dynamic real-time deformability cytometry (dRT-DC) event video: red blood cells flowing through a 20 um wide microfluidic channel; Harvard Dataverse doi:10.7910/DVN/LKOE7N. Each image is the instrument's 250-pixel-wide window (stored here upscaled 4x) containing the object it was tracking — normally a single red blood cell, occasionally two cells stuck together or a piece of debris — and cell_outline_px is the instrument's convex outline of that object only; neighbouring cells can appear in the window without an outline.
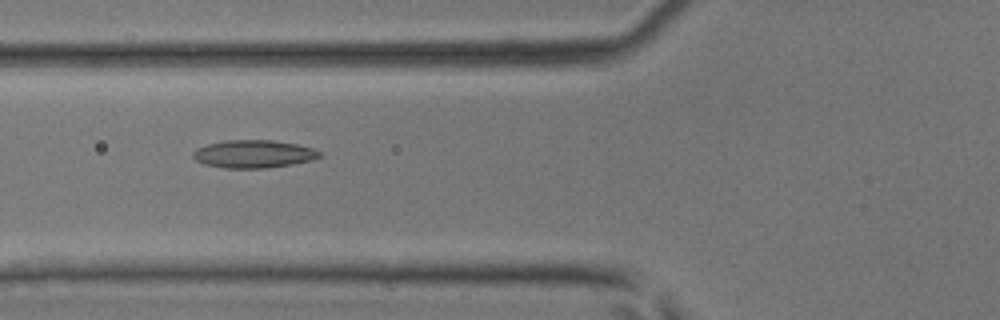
{"species": "common noctule bat (a hibernating species)", "species_latin": "Nyctalus noctula", "temperature_condition": "room temperature", "stored_images_in_passage": 31, "camera_frame_rate_fps": 3000, "um_per_image_px": 0.085, "animal": {"sex": "male", "body_mass_g": 17.9, "forearm_length_mm": 54.2}, "frame": {"image": 1, "passage_image": 15, "time_ms": 4.667, "image_size_px": [1000, 320], "cell_outline_px": [[320, 156], [312, 160], [292, 164], [268, 168], [224, 168], [204, 164], [196, 160], [192, 156], [192, 152], [196, 148], [208, 144], [224, 140], [272, 140], [296, 144], [312, 148], [320, 152]], "centroid_in_image_um": [21.52, 13.09], "position_along_channel_um": 104.3, "area_um2": 20.52}}
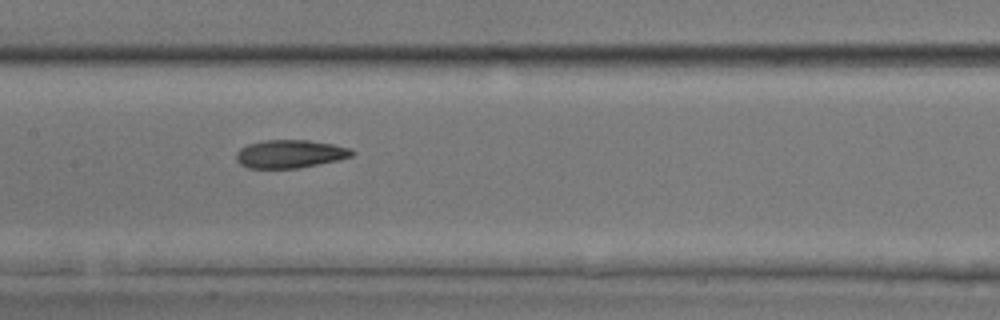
{"frame": {"image": 2, "passage_image": 20, "time_ms": 6.333, "image_size_px": [1000, 320], "cell_outline_px": [[356, 152], [352, 156], [340, 160], [296, 168], [248, 168], [240, 164], [236, 160], [236, 152], [240, 148], [248, 144], [264, 140], [308, 140], [332, 144], [352, 148]], "centroid_in_image_um": [24.67, 13.08], "position_along_channel_um": 182.7, "area_um2": 19.07}}
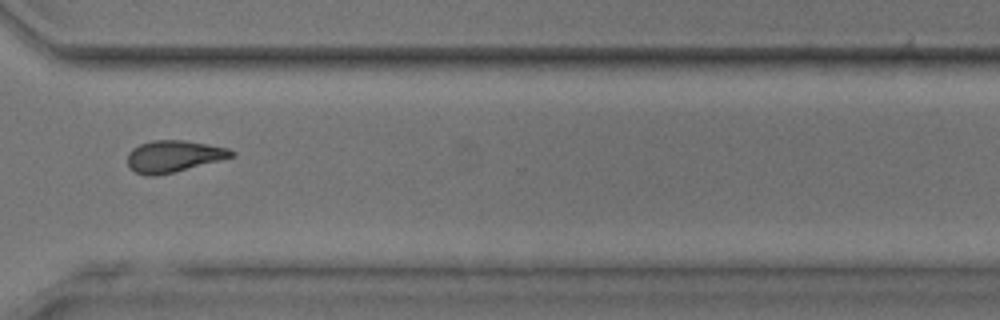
{"frame": {"image": 3, "passage_image": 31, "time_ms": 10.0, "image_size_px": [1000, 320], "cell_outline_px": [[236, 156], [156, 176], [148, 176], [136, 172], [128, 164], [128, 152], [132, 148], [140, 144], [152, 140], [184, 140], [208, 144], [228, 148], [236, 152]], "centroid_in_image_um": [14.77, 13.27], "position_along_channel_um": 355.8, "area_um2": 19.07}}